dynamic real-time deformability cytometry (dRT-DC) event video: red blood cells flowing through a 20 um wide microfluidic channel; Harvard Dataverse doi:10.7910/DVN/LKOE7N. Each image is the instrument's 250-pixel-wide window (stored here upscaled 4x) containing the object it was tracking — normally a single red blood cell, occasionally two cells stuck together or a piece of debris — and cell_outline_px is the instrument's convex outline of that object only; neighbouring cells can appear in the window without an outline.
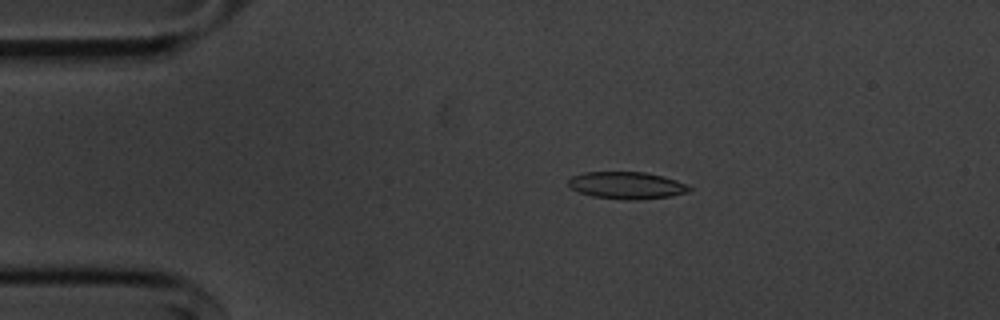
{"species": "common noctule bat (a hibernating species)", "species_latin": "Nyctalus noctula", "temperature_condition": "cold", "stored_images_in_passage": 49, "camera_frame_rate_fps": 3000, "um_per_image_px": 0.085, "animal": {"sex": "male", "body_mass_g": 20.1, "forearm_length_mm": 53.5}, "frame": {"image": 1, "passage_image": 5, "time_ms": 1.333, "image_size_px": [1000, 320], "cell_outline_px": [[692, 188], [688, 192], [672, 196], [636, 200], [624, 200], [592, 196], [580, 192], [572, 188], [568, 184], [568, 180], [572, 176], [584, 172], [644, 172], [664, 176], [676, 180]], "centroid_in_image_um": [53.27, 15.76], "position_along_channel_um": 31.7, "area_um2": 19.07}}
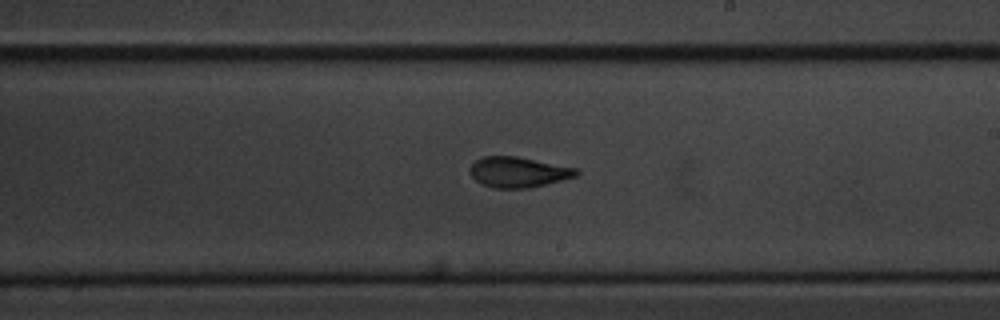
{"frame": {"image": 2, "passage_image": 26, "time_ms": 8.333, "image_size_px": [1000, 320], "cell_outline_px": [[580, 172], [576, 176], [528, 188], [492, 188], [480, 184], [472, 176], [468, 168], [476, 160], [484, 156], [516, 156], [580, 168]], "centroid_in_image_um": [44.05, 14.62], "position_along_channel_um": 244.9, "area_um2": 18.96}}
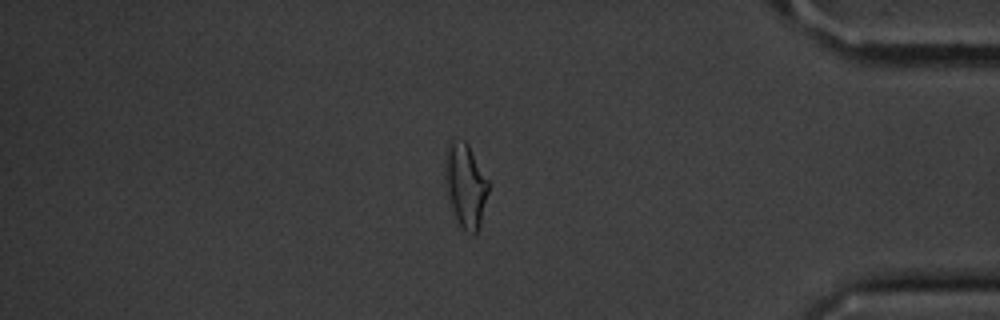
{"frame": {"image": 3, "passage_image": 41, "time_ms": 13.333, "image_size_px": [1000, 320], "cell_outline_px": [[488, 192], [480, 224], [476, 232], [464, 232], [456, 220], [444, 192], [444, 168], [448, 144], [452, 140], [464, 140], [468, 144], [488, 180]], "centroid_in_image_um": [39.52, 15.77], "position_along_channel_um": 395.7, "area_um2": 21.39}, "authors_computed_cell_mechanics": {"area_um2": 19.3052, "velocity_mm_per_s": 3.6391, "shape_relaxation_time_tau1_ms": 4.3202, "shape_relaxation_time_tau2_ms": 2.0963, "deformation_change_tau1": 0.1596, "deformation_change_tau2": 0.0974}}